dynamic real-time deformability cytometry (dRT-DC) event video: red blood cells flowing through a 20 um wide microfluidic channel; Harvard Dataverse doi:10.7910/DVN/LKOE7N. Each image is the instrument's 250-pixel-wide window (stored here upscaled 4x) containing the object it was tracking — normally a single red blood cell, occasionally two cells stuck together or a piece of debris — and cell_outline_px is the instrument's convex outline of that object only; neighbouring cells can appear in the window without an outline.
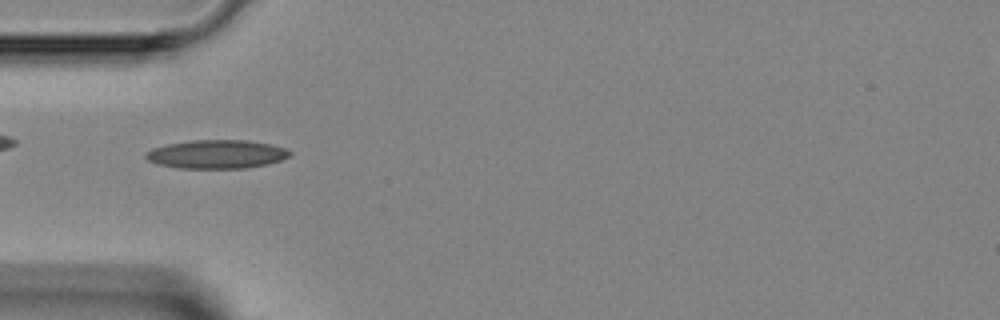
{"species": "Egyptian fruit bat (a non-hibernating species)", "species_latin": "Rousettus aegyptiacus", "temperature_condition": "room temperature", "stored_images_in_passage": 37, "camera_frame_rate_fps": 3000, "um_per_image_px": 0.085, "animal": {"sex": "female"}, "frame": {"image": 1, "passage_image": 5, "time_ms": 1.333, "image_size_px": [1000, 320], "cell_outline_px": [[292, 152], [288, 156], [280, 160], [268, 164], [244, 168], [180, 168], [156, 164], [148, 160], [144, 156], [144, 152], [152, 148], [168, 144], [192, 140], [248, 140], [272, 144], [284, 148]], "centroid_in_image_um": [18.39, 13.1], "position_along_channel_um": 66.6, "area_um2": 24.04}}
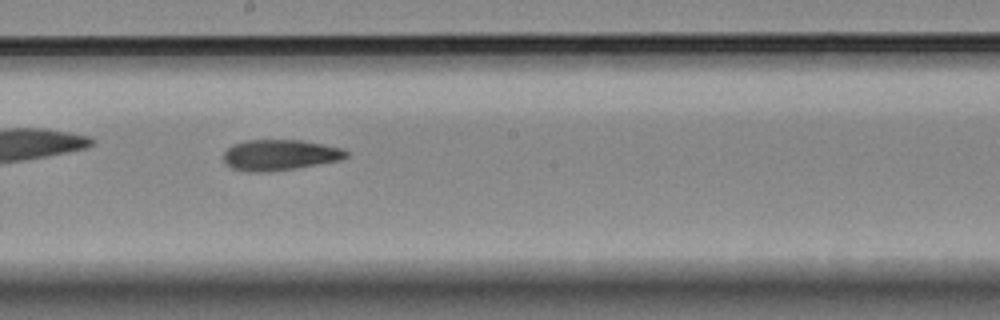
{"frame": {"image": 2, "passage_image": 16, "time_ms": 5.0, "image_size_px": [1000, 320], "cell_outline_px": [[348, 156], [340, 160], [296, 168], [268, 172], [248, 172], [232, 168], [224, 160], [224, 152], [232, 144], [248, 140], [300, 140], [344, 148], [348, 152]], "centroid_in_image_um": [23.79, 13.17], "position_along_channel_um": 224.4, "area_um2": 21.96}}
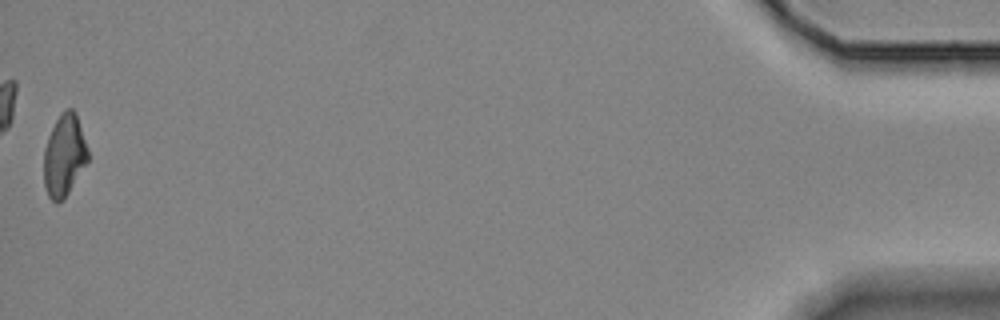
{"frame": {"image": 3, "passage_image": 37, "time_ms": 12.0, "image_size_px": [1000, 320], "cell_outline_px": [[88, 160], [64, 200], [56, 204], [48, 196], [44, 184], [44, 148], [48, 136], [60, 112], [64, 108], [72, 108], [76, 112], [88, 148]], "centroid_in_image_um": [5.46, 13.2], "position_along_channel_um": 429.7, "area_um2": 21.21}}